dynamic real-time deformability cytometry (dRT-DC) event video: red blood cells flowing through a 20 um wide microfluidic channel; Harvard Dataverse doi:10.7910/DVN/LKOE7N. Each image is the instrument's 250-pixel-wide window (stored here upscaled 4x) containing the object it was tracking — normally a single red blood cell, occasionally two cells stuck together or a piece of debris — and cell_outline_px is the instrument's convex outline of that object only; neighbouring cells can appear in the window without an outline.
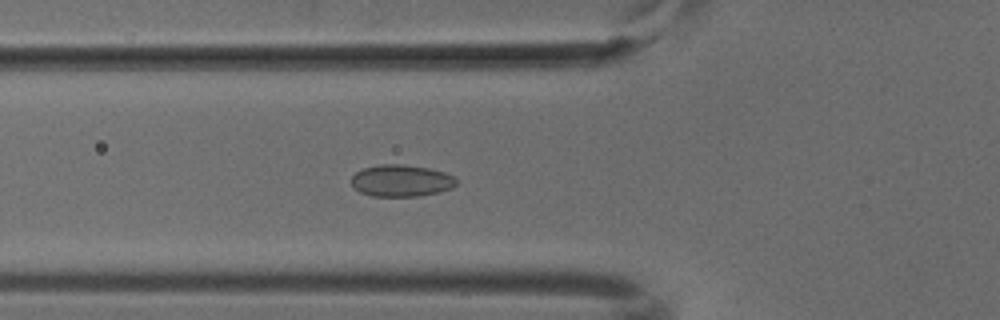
{"species": "common noctule bat (a hibernating species)", "species_latin": "Nyctalus noctula", "temperature_condition": "cold", "stored_images_in_passage": 36, "camera_frame_rate_fps": 3000, "um_per_image_px": 0.085, "animal": {"sex": "male", "body_mass_g": 18.8}, "frame": {"image": 1, "passage_image": 3, "time_ms": 0.667, "image_size_px": [1000, 320], "cell_outline_px": [[456, 184], [452, 188], [440, 192], [420, 196], [372, 196], [360, 192], [352, 184], [352, 176], [360, 168], [380, 164], [400, 164], [428, 168], [444, 172], [456, 176]], "centroid_in_image_um": [34.12, 15.35], "position_along_channel_um": 91.7, "area_um2": 19.59}}
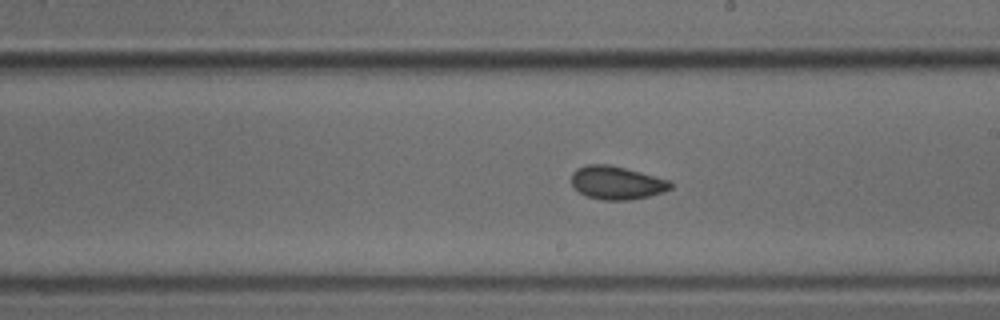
{"frame": {"image": 2, "passage_image": 14, "time_ms": 4.333, "image_size_px": [1000, 320], "cell_outline_px": [[672, 188], [664, 192], [632, 200], [600, 200], [588, 196], [580, 192], [572, 184], [572, 172], [576, 168], [588, 164], [608, 164], [672, 180]], "centroid_in_image_um": [52.45, 15.53], "position_along_channel_um": 236.6, "area_um2": 19.25}}
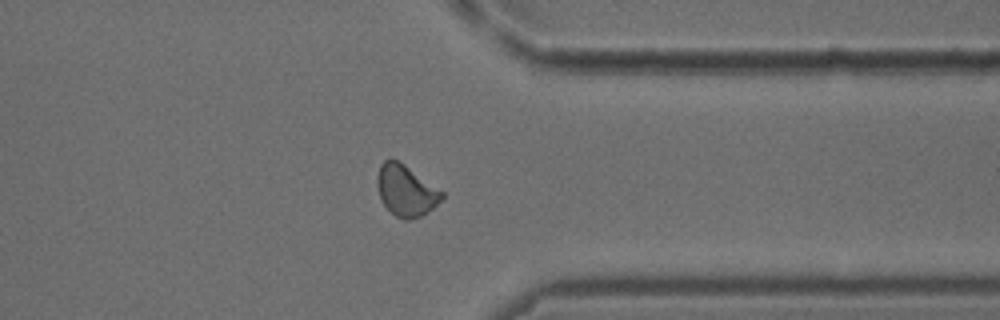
{"frame": {"image": 3, "passage_image": 25, "time_ms": 8.0, "image_size_px": [1000, 320], "cell_outline_px": [[444, 196], [432, 208], [420, 216], [408, 220], [404, 220], [396, 216], [380, 200], [376, 184], [380, 164], [388, 156], [392, 156], [400, 160], [444, 192]], "centroid_in_image_um": [34.47, 16.14], "position_along_channel_um": 376.9, "area_um2": 19.48}}